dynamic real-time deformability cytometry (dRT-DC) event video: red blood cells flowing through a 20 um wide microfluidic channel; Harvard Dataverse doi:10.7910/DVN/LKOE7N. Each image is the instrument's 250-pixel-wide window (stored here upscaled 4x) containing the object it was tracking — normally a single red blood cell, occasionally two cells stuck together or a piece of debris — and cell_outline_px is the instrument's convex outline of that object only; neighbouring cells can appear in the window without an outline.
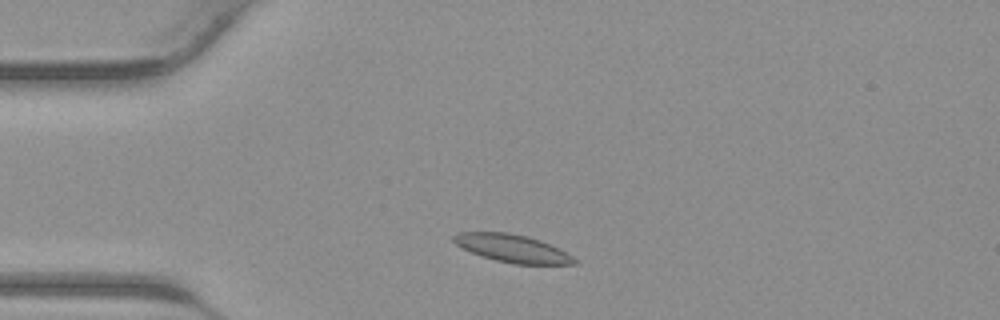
{"species": "common noctule bat (a hibernating species)", "species_latin": "Nyctalus noctula", "temperature_condition": "warm", "stored_images_in_passage": 36, "camera_frame_rate_fps": 3000, "um_per_image_px": 0.085, "animal": {"sex": "male", "body_mass_g": 23.1, "forearm_length_mm": 52.7}, "frame": {"image": 1, "passage_image": 4, "time_ms": 1.0, "image_size_px": [1000, 320], "cell_outline_px": [[580, 264], [512, 264], [480, 256], [456, 244], [452, 240], [452, 236], [456, 232], [508, 232], [528, 236], [540, 240], [580, 260]], "centroid_in_image_um": [43.55, 21.11], "position_along_channel_um": 41.5, "area_um2": 19.54}}
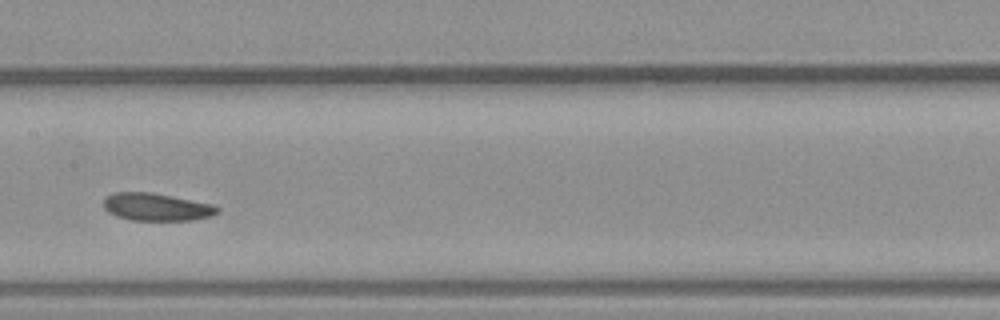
{"frame": {"image": 2, "passage_image": 15, "time_ms": 4.667, "image_size_px": [1000, 320], "cell_outline_px": [[220, 212], [212, 216], [192, 220], [132, 220], [116, 216], [108, 212], [104, 208], [104, 200], [112, 192], [152, 192], [212, 204], [220, 208]], "centroid_in_image_um": [13.32, 17.59], "position_along_channel_um": 194.1, "area_um2": 18.32}}
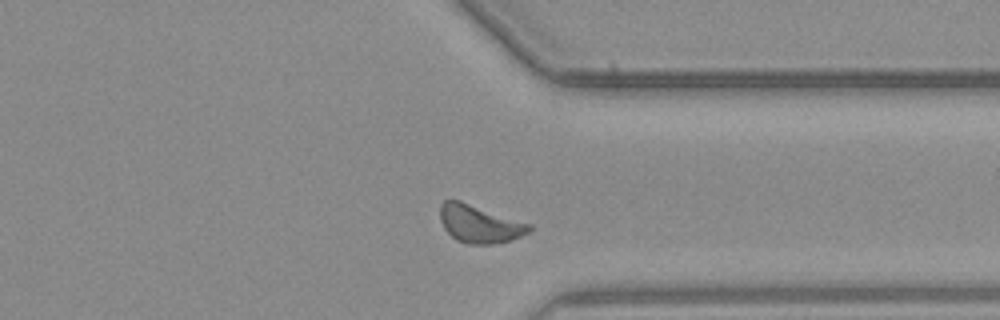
{"frame": {"image": 3, "passage_image": 26, "time_ms": 8.333, "image_size_px": [1000, 320], "cell_outline_px": [[532, 232], [496, 244], [468, 244], [456, 240], [444, 228], [440, 220], [440, 204], [444, 200], [460, 200], [532, 224]], "centroid_in_image_um": [40.77, 19.02], "position_along_channel_um": 370.6, "area_um2": 19.77}}